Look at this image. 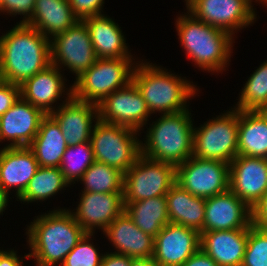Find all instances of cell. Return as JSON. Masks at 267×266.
Returning <instances> with one entry per match:
<instances>
[{
  "mask_svg": "<svg viewBox=\"0 0 267 266\" xmlns=\"http://www.w3.org/2000/svg\"><path fill=\"white\" fill-rule=\"evenodd\" d=\"M47 212L33 217L26 225L28 255L36 266H60L86 232L69 208L54 207Z\"/></svg>",
  "mask_w": 267,
  "mask_h": 266,
  "instance_id": "cell-1",
  "label": "cell"
},
{
  "mask_svg": "<svg viewBox=\"0 0 267 266\" xmlns=\"http://www.w3.org/2000/svg\"><path fill=\"white\" fill-rule=\"evenodd\" d=\"M0 35V77L21 85L51 64L50 39L34 27L16 23Z\"/></svg>",
  "mask_w": 267,
  "mask_h": 266,
  "instance_id": "cell-2",
  "label": "cell"
},
{
  "mask_svg": "<svg viewBox=\"0 0 267 266\" xmlns=\"http://www.w3.org/2000/svg\"><path fill=\"white\" fill-rule=\"evenodd\" d=\"M175 27L187 58L208 73H223L231 62L235 38L220 28L196 19L188 11L177 16Z\"/></svg>",
  "mask_w": 267,
  "mask_h": 266,
  "instance_id": "cell-3",
  "label": "cell"
},
{
  "mask_svg": "<svg viewBox=\"0 0 267 266\" xmlns=\"http://www.w3.org/2000/svg\"><path fill=\"white\" fill-rule=\"evenodd\" d=\"M145 62L143 59L137 61L132 82L144 98L151 115L158 112L172 114L189 109L187 104L196 97L199 87L181 74L179 76L156 63Z\"/></svg>",
  "mask_w": 267,
  "mask_h": 266,
  "instance_id": "cell-4",
  "label": "cell"
},
{
  "mask_svg": "<svg viewBox=\"0 0 267 266\" xmlns=\"http://www.w3.org/2000/svg\"><path fill=\"white\" fill-rule=\"evenodd\" d=\"M191 109L161 114L149 123L145 139L140 142L141 155L158 162L178 166L193 156L194 123Z\"/></svg>",
  "mask_w": 267,
  "mask_h": 266,
  "instance_id": "cell-5",
  "label": "cell"
},
{
  "mask_svg": "<svg viewBox=\"0 0 267 266\" xmlns=\"http://www.w3.org/2000/svg\"><path fill=\"white\" fill-rule=\"evenodd\" d=\"M134 58H98L72 83L73 97L79 101L99 105L108 95L124 88L132 81L137 61Z\"/></svg>",
  "mask_w": 267,
  "mask_h": 266,
  "instance_id": "cell-6",
  "label": "cell"
},
{
  "mask_svg": "<svg viewBox=\"0 0 267 266\" xmlns=\"http://www.w3.org/2000/svg\"><path fill=\"white\" fill-rule=\"evenodd\" d=\"M139 133L142 132L98 119L90 137L95 161L125 174L141 155Z\"/></svg>",
  "mask_w": 267,
  "mask_h": 266,
  "instance_id": "cell-7",
  "label": "cell"
},
{
  "mask_svg": "<svg viewBox=\"0 0 267 266\" xmlns=\"http://www.w3.org/2000/svg\"><path fill=\"white\" fill-rule=\"evenodd\" d=\"M223 112L194 126L193 156L228 164L238 156L239 110L231 107Z\"/></svg>",
  "mask_w": 267,
  "mask_h": 266,
  "instance_id": "cell-8",
  "label": "cell"
},
{
  "mask_svg": "<svg viewBox=\"0 0 267 266\" xmlns=\"http://www.w3.org/2000/svg\"><path fill=\"white\" fill-rule=\"evenodd\" d=\"M176 183V166L140 155L124 174L123 201L165 196Z\"/></svg>",
  "mask_w": 267,
  "mask_h": 266,
  "instance_id": "cell-9",
  "label": "cell"
},
{
  "mask_svg": "<svg viewBox=\"0 0 267 266\" xmlns=\"http://www.w3.org/2000/svg\"><path fill=\"white\" fill-rule=\"evenodd\" d=\"M51 64L61 71L64 67L76 75L75 80L88 70L96 61L88 28L83 20L77 21L65 32L50 39ZM63 69V70H62Z\"/></svg>",
  "mask_w": 267,
  "mask_h": 266,
  "instance_id": "cell-10",
  "label": "cell"
},
{
  "mask_svg": "<svg viewBox=\"0 0 267 266\" xmlns=\"http://www.w3.org/2000/svg\"><path fill=\"white\" fill-rule=\"evenodd\" d=\"M229 164L195 156L176 166V183L193 196L209 198L229 190Z\"/></svg>",
  "mask_w": 267,
  "mask_h": 266,
  "instance_id": "cell-11",
  "label": "cell"
},
{
  "mask_svg": "<svg viewBox=\"0 0 267 266\" xmlns=\"http://www.w3.org/2000/svg\"><path fill=\"white\" fill-rule=\"evenodd\" d=\"M254 0H192L186 7L196 19L230 33L233 37L239 30L256 21ZM253 4V5H252Z\"/></svg>",
  "mask_w": 267,
  "mask_h": 266,
  "instance_id": "cell-12",
  "label": "cell"
},
{
  "mask_svg": "<svg viewBox=\"0 0 267 266\" xmlns=\"http://www.w3.org/2000/svg\"><path fill=\"white\" fill-rule=\"evenodd\" d=\"M97 107L100 121L129 127L138 132L144 130L148 118L151 119L146 102L132 81L106 96Z\"/></svg>",
  "mask_w": 267,
  "mask_h": 266,
  "instance_id": "cell-13",
  "label": "cell"
},
{
  "mask_svg": "<svg viewBox=\"0 0 267 266\" xmlns=\"http://www.w3.org/2000/svg\"><path fill=\"white\" fill-rule=\"evenodd\" d=\"M66 81L64 73L57 66L50 64L20 85L21 98L41 109L46 115L51 114L73 95V86L65 84Z\"/></svg>",
  "mask_w": 267,
  "mask_h": 266,
  "instance_id": "cell-14",
  "label": "cell"
},
{
  "mask_svg": "<svg viewBox=\"0 0 267 266\" xmlns=\"http://www.w3.org/2000/svg\"><path fill=\"white\" fill-rule=\"evenodd\" d=\"M76 209L70 210L86 233L102 232L124 211L123 193L81 192ZM76 210V211H75Z\"/></svg>",
  "mask_w": 267,
  "mask_h": 266,
  "instance_id": "cell-15",
  "label": "cell"
},
{
  "mask_svg": "<svg viewBox=\"0 0 267 266\" xmlns=\"http://www.w3.org/2000/svg\"><path fill=\"white\" fill-rule=\"evenodd\" d=\"M229 173V189L252 209L267 192V159L238 155Z\"/></svg>",
  "mask_w": 267,
  "mask_h": 266,
  "instance_id": "cell-16",
  "label": "cell"
},
{
  "mask_svg": "<svg viewBox=\"0 0 267 266\" xmlns=\"http://www.w3.org/2000/svg\"><path fill=\"white\" fill-rule=\"evenodd\" d=\"M199 249L198 231L169 223L154 237L152 258L159 266H181Z\"/></svg>",
  "mask_w": 267,
  "mask_h": 266,
  "instance_id": "cell-17",
  "label": "cell"
},
{
  "mask_svg": "<svg viewBox=\"0 0 267 266\" xmlns=\"http://www.w3.org/2000/svg\"><path fill=\"white\" fill-rule=\"evenodd\" d=\"M252 209L230 189L206 198L203 232L249 229Z\"/></svg>",
  "mask_w": 267,
  "mask_h": 266,
  "instance_id": "cell-18",
  "label": "cell"
},
{
  "mask_svg": "<svg viewBox=\"0 0 267 266\" xmlns=\"http://www.w3.org/2000/svg\"><path fill=\"white\" fill-rule=\"evenodd\" d=\"M46 114L31 103L18 101L0 117V143L8 141L4 147L29 146L37 135ZM9 143V144H8Z\"/></svg>",
  "mask_w": 267,
  "mask_h": 266,
  "instance_id": "cell-19",
  "label": "cell"
},
{
  "mask_svg": "<svg viewBox=\"0 0 267 266\" xmlns=\"http://www.w3.org/2000/svg\"><path fill=\"white\" fill-rule=\"evenodd\" d=\"M50 115L60 125L67 146L89 142L93 126L99 119L97 105L73 96Z\"/></svg>",
  "mask_w": 267,
  "mask_h": 266,
  "instance_id": "cell-20",
  "label": "cell"
},
{
  "mask_svg": "<svg viewBox=\"0 0 267 266\" xmlns=\"http://www.w3.org/2000/svg\"><path fill=\"white\" fill-rule=\"evenodd\" d=\"M39 165L34 153L28 147L0 148V186L16 200L23 194Z\"/></svg>",
  "mask_w": 267,
  "mask_h": 266,
  "instance_id": "cell-21",
  "label": "cell"
},
{
  "mask_svg": "<svg viewBox=\"0 0 267 266\" xmlns=\"http://www.w3.org/2000/svg\"><path fill=\"white\" fill-rule=\"evenodd\" d=\"M115 248L114 253L130 258H151L154 252V237L139 229L123 211L103 232Z\"/></svg>",
  "mask_w": 267,
  "mask_h": 266,
  "instance_id": "cell-22",
  "label": "cell"
},
{
  "mask_svg": "<svg viewBox=\"0 0 267 266\" xmlns=\"http://www.w3.org/2000/svg\"><path fill=\"white\" fill-rule=\"evenodd\" d=\"M248 229L200 233V249L219 266H242Z\"/></svg>",
  "mask_w": 267,
  "mask_h": 266,
  "instance_id": "cell-23",
  "label": "cell"
},
{
  "mask_svg": "<svg viewBox=\"0 0 267 266\" xmlns=\"http://www.w3.org/2000/svg\"><path fill=\"white\" fill-rule=\"evenodd\" d=\"M97 58H134L121 27L107 14L83 19Z\"/></svg>",
  "mask_w": 267,
  "mask_h": 266,
  "instance_id": "cell-24",
  "label": "cell"
},
{
  "mask_svg": "<svg viewBox=\"0 0 267 266\" xmlns=\"http://www.w3.org/2000/svg\"><path fill=\"white\" fill-rule=\"evenodd\" d=\"M77 21L68 0H36L34 12L25 24L51 39Z\"/></svg>",
  "mask_w": 267,
  "mask_h": 266,
  "instance_id": "cell-25",
  "label": "cell"
},
{
  "mask_svg": "<svg viewBox=\"0 0 267 266\" xmlns=\"http://www.w3.org/2000/svg\"><path fill=\"white\" fill-rule=\"evenodd\" d=\"M169 222L203 232L206 199L193 196L175 183L165 195Z\"/></svg>",
  "mask_w": 267,
  "mask_h": 266,
  "instance_id": "cell-26",
  "label": "cell"
},
{
  "mask_svg": "<svg viewBox=\"0 0 267 266\" xmlns=\"http://www.w3.org/2000/svg\"><path fill=\"white\" fill-rule=\"evenodd\" d=\"M28 147L40 167L60 166L67 143L60 125L50 114L42 119L38 133Z\"/></svg>",
  "mask_w": 267,
  "mask_h": 266,
  "instance_id": "cell-27",
  "label": "cell"
},
{
  "mask_svg": "<svg viewBox=\"0 0 267 266\" xmlns=\"http://www.w3.org/2000/svg\"><path fill=\"white\" fill-rule=\"evenodd\" d=\"M238 155L267 159V120L259 111L239 110Z\"/></svg>",
  "mask_w": 267,
  "mask_h": 266,
  "instance_id": "cell-28",
  "label": "cell"
},
{
  "mask_svg": "<svg viewBox=\"0 0 267 266\" xmlns=\"http://www.w3.org/2000/svg\"><path fill=\"white\" fill-rule=\"evenodd\" d=\"M124 205V211L133 223L152 237H155L166 224L170 223L165 196L124 202Z\"/></svg>",
  "mask_w": 267,
  "mask_h": 266,
  "instance_id": "cell-29",
  "label": "cell"
},
{
  "mask_svg": "<svg viewBox=\"0 0 267 266\" xmlns=\"http://www.w3.org/2000/svg\"><path fill=\"white\" fill-rule=\"evenodd\" d=\"M70 184L65 180L59 167H38L23 194L16 200L23 204L43 202L66 190Z\"/></svg>",
  "mask_w": 267,
  "mask_h": 266,
  "instance_id": "cell-30",
  "label": "cell"
},
{
  "mask_svg": "<svg viewBox=\"0 0 267 266\" xmlns=\"http://www.w3.org/2000/svg\"><path fill=\"white\" fill-rule=\"evenodd\" d=\"M79 181L84 186L81 192L123 193L124 173L95 161Z\"/></svg>",
  "mask_w": 267,
  "mask_h": 266,
  "instance_id": "cell-31",
  "label": "cell"
},
{
  "mask_svg": "<svg viewBox=\"0 0 267 266\" xmlns=\"http://www.w3.org/2000/svg\"><path fill=\"white\" fill-rule=\"evenodd\" d=\"M234 109L258 111L267 104V60L248 77Z\"/></svg>",
  "mask_w": 267,
  "mask_h": 266,
  "instance_id": "cell-32",
  "label": "cell"
},
{
  "mask_svg": "<svg viewBox=\"0 0 267 266\" xmlns=\"http://www.w3.org/2000/svg\"><path fill=\"white\" fill-rule=\"evenodd\" d=\"M95 162L90 141L67 146L59 168L65 180L73 186L84 172Z\"/></svg>",
  "mask_w": 267,
  "mask_h": 266,
  "instance_id": "cell-33",
  "label": "cell"
},
{
  "mask_svg": "<svg viewBox=\"0 0 267 266\" xmlns=\"http://www.w3.org/2000/svg\"><path fill=\"white\" fill-rule=\"evenodd\" d=\"M93 235L86 233L68 253L60 266H100L104 253H100L97 246L91 241Z\"/></svg>",
  "mask_w": 267,
  "mask_h": 266,
  "instance_id": "cell-34",
  "label": "cell"
},
{
  "mask_svg": "<svg viewBox=\"0 0 267 266\" xmlns=\"http://www.w3.org/2000/svg\"><path fill=\"white\" fill-rule=\"evenodd\" d=\"M242 266H267V230L249 227Z\"/></svg>",
  "mask_w": 267,
  "mask_h": 266,
  "instance_id": "cell-35",
  "label": "cell"
},
{
  "mask_svg": "<svg viewBox=\"0 0 267 266\" xmlns=\"http://www.w3.org/2000/svg\"><path fill=\"white\" fill-rule=\"evenodd\" d=\"M36 0H3L0 3V14L3 13L15 17L20 15L22 20L17 23L25 24L32 16ZM23 16V17H22Z\"/></svg>",
  "mask_w": 267,
  "mask_h": 266,
  "instance_id": "cell-36",
  "label": "cell"
},
{
  "mask_svg": "<svg viewBox=\"0 0 267 266\" xmlns=\"http://www.w3.org/2000/svg\"><path fill=\"white\" fill-rule=\"evenodd\" d=\"M74 15L83 20L87 17L102 15L105 0H68Z\"/></svg>",
  "mask_w": 267,
  "mask_h": 266,
  "instance_id": "cell-37",
  "label": "cell"
},
{
  "mask_svg": "<svg viewBox=\"0 0 267 266\" xmlns=\"http://www.w3.org/2000/svg\"><path fill=\"white\" fill-rule=\"evenodd\" d=\"M20 97V85L3 81L0 84V117L6 113Z\"/></svg>",
  "mask_w": 267,
  "mask_h": 266,
  "instance_id": "cell-38",
  "label": "cell"
},
{
  "mask_svg": "<svg viewBox=\"0 0 267 266\" xmlns=\"http://www.w3.org/2000/svg\"><path fill=\"white\" fill-rule=\"evenodd\" d=\"M252 224L267 230V192L252 208Z\"/></svg>",
  "mask_w": 267,
  "mask_h": 266,
  "instance_id": "cell-39",
  "label": "cell"
},
{
  "mask_svg": "<svg viewBox=\"0 0 267 266\" xmlns=\"http://www.w3.org/2000/svg\"><path fill=\"white\" fill-rule=\"evenodd\" d=\"M100 266H131V258L113 251L106 252L102 257Z\"/></svg>",
  "mask_w": 267,
  "mask_h": 266,
  "instance_id": "cell-40",
  "label": "cell"
},
{
  "mask_svg": "<svg viewBox=\"0 0 267 266\" xmlns=\"http://www.w3.org/2000/svg\"><path fill=\"white\" fill-rule=\"evenodd\" d=\"M18 252L13 249L3 250L1 249V266H24L23 258H29L28 254L19 256Z\"/></svg>",
  "mask_w": 267,
  "mask_h": 266,
  "instance_id": "cell-41",
  "label": "cell"
},
{
  "mask_svg": "<svg viewBox=\"0 0 267 266\" xmlns=\"http://www.w3.org/2000/svg\"><path fill=\"white\" fill-rule=\"evenodd\" d=\"M181 266H219L211 257L199 249Z\"/></svg>",
  "mask_w": 267,
  "mask_h": 266,
  "instance_id": "cell-42",
  "label": "cell"
},
{
  "mask_svg": "<svg viewBox=\"0 0 267 266\" xmlns=\"http://www.w3.org/2000/svg\"><path fill=\"white\" fill-rule=\"evenodd\" d=\"M131 266H159V265L151 257V258H131Z\"/></svg>",
  "mask_w": 267,
  "mask_h": 266,
  "instance_id": "cell-43",
  "label": "cell"
},
{
  "mask_svg": "<svg viewBox=\"0 0 267 266\" xmlns=\"http://www.w3.org/2000/svg\"><path fill=\"white\" fill-rule=\"evenodd\" d=\"M9 195L10 194L0 186V215H3V212L7 210L8 202H10L9 198L12 199Z\"/></svg>",
  "mask_w": 267,
  "mask_h": 266,
  "instance_id": "cell-44",
  "label": "cell"
},
{
  "mask_svg": "<svg viewBox=\"0 0 267 266\" xmlns=\"http://www.w3.org/2000/svg\"><path fill=\"white\" fill-rule=\"evenodd\" d=\"M258 111L267 120V104L263 105Z\"/></svg>",
  "mask_w": 267,
  "mask_h": 266,
  "instance_id": "cell-45",
  "label": "cell"
},
{
  "mask_svg": "<svg viewBox=\"0 0 267 266\" xmlns=\"http://www.w3.org/2000/svg\"><path fill=\"white\" fill-rule=\"evenodd\" d=\"M255 1V3H259V4H262V6L264 5V6H266L267 7V0H254Z\"/></svg>",
  "mask_w": 267,
  "mask_h": 266,
  "instance_id": "cell-46",
  "label": "cell"
},
{
  "mask_svg": "<svg viewBox=\"0 0 267 266\" xmlns=\"http://www.w3.org/2000/svg\"><path fill=\"white\" fill-rule=\"evenodd\" d=\"M191 1H192V0H185V1H184V2H186V3H185V5H186L185 7H187V5H188Z\"/></svg>",
  "mask_w": 267,
  "mask_h": 266,
  "instance_id": "cell-47",
  "label": "cell"
},
{
  "mask_svg": "<svg viewBox=\"0 0 267 266\" xmlns=\"http://www.w3.org/2000/svg\"><path fill=\"white\" fill-rule=\"evenodd\" d=\"M0 266H1V249H0Z\"/></svg>",
  "mask_w": 267,
  "mask_h": 266,
  "instance_id": "cell-48",
  "label": "cell"
}]
</instances>
